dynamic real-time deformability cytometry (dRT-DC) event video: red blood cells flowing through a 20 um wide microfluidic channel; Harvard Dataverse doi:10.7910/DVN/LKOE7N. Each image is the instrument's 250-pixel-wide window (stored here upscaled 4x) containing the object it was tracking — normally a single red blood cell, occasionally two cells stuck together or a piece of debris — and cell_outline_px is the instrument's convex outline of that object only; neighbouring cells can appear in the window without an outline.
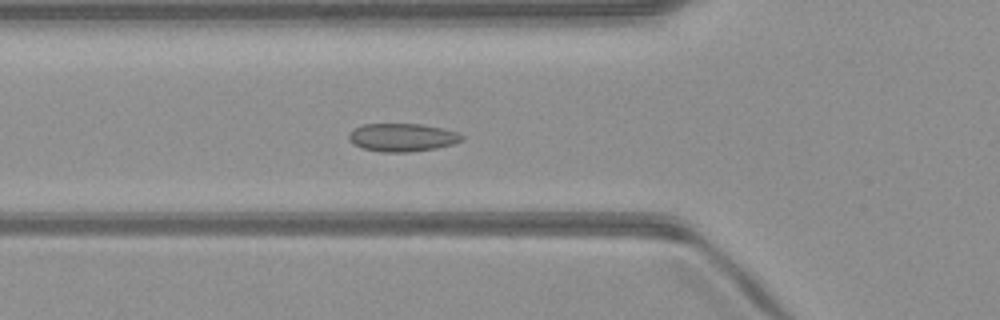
{"species": "common noctule bat (a hibernating species)", "species_latin": "Nyctalus noctula", "temperature_condition": "warm", "stored_images_in_passage": 42, "camera_frame_rate_fps": 3000, "um_per_image_px": 0.085, "animal": {"sex": "male", "body_mass_g": 23.1, "forearm_length_mm": 52.7}, "frame": {"image": 1, "passage_image": 9, "time_ms": 2.667, "image_size_px": [1000, 320], "cell_outline_px": [[464, 140], [452, 144], [436, 148], [408, 152], [384, 152], [364, 148], [352, 144], [348, 140], [348, 132], [364, 124], [424, 124], [444, 128], [456, 132], [464, 136]], "centroid_in_image_um": [34.2, 11.67], "position_along_channel_um": 91.6, "area_um2": 18.55}}
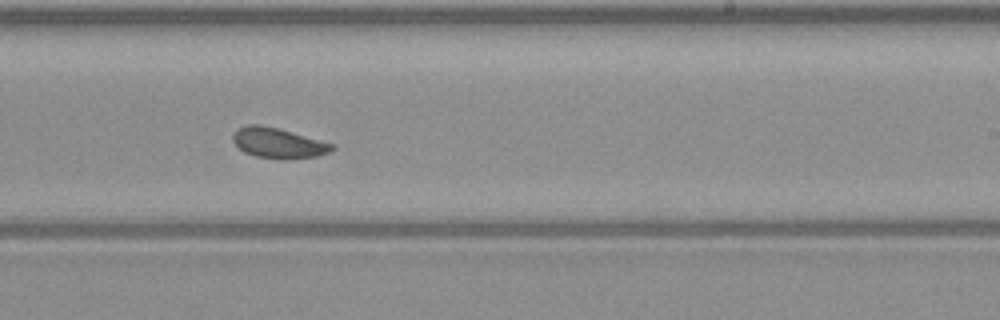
{"frame": {"image": 2, "passage_image": 22, "time_ms": 7.0, "image_size_px": [1000, 320], "cell_outline_px": [[336, 148], [328, 152], [316, 156], [284, 160], [280, 160], [256, 156], [244, 152], [232, 140], [232, 132], [236, 128], [244, 124], [260, 124], [292, 132], [336, 144]], "centroid_in_image_um": [23.63, 12.15], "position_along_channel_um": 265.4, "area_um2": 17.74}}
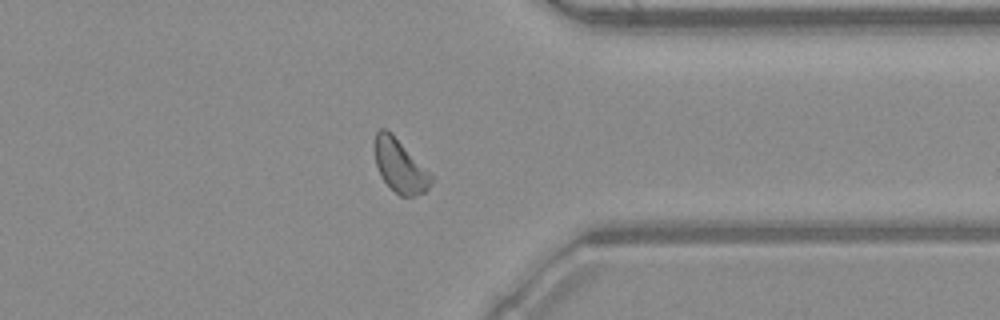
{"frame": {"image": 3, "passage_image": 31, "time_ms": 10.0, "image_size_px": [1000, 320], "cell_outline_px": [[432, 184], [424, 192], [412, 196], [400, 196], [380, 176], [376, 164], [372, 148], [372, 144], [376, 132], [380, 128], [384, 128], [432, 176]], "centroid_in_image_um": [33.92, 14.12], "position_along_channel_um": 377.5, "area_um2": 16.82}, "authors_computed_cell_mechanics": {"area_um2": 17.8313, "velocity_mm_per_s": 3.9986, "shape_relaxation_time_tau1_ms": 3.8614, "shape_relaxation_time_tau2_ms": 2.0247, "deformation_change_tau1": 0.0687, "deformation_change_tau2": 0.0685}}